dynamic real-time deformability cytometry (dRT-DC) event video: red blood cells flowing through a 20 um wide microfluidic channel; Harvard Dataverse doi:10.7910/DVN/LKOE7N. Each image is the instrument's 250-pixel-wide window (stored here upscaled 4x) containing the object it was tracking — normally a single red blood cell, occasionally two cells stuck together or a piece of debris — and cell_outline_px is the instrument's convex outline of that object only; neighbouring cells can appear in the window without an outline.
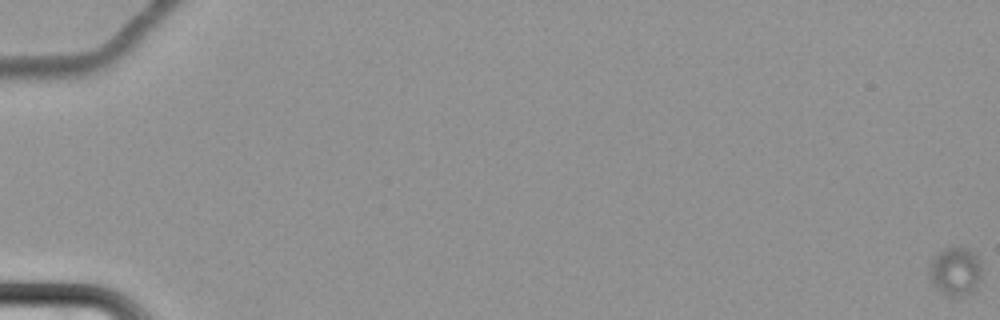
{"species": "common noctule bat (a hibernating species)", "species_latin": "Nyctalus noctula", "temperature_condition": "cold", "stored_images_in_passage": 73, "camera_frame_rate_fps": 3000, "um_per_image_px": 0.085, "animal": {"sex": "female", "body_mass_g": 22.7, "forearm_length_mm": 54.2}, "frame": {"image": 1, "passage_image": 1, "time_ms": 0.0, "image_size_px": [1000, 320], "cell_outline_px": [[980, 280], [972, 296], [956, 300], [940, 292], [932, 284], [928, 272], [932, 260], [936, 252], [944, 248], [956, 244], [960, 244], [976, 252], [980, 260]], "centroid_in_image_um": [81.23, 23.08], "position_along_channel_um": 3.8, "area_um2": 16.01}}
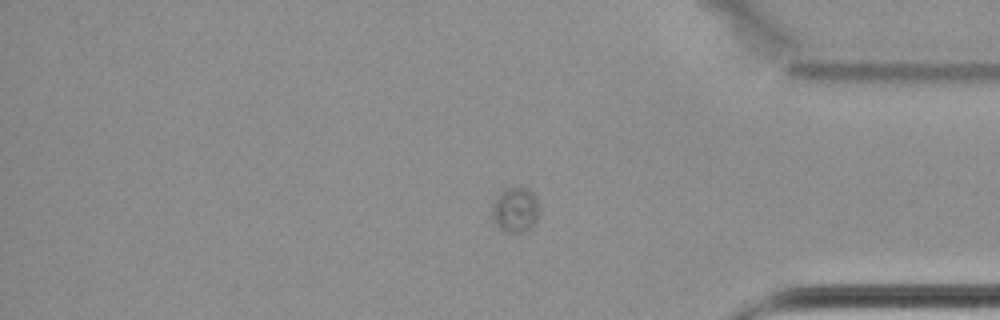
{"frame": {"image": 2, "passage_image": 63, "time_ms": 20.667, "image_size_px": [1000, 320], "cell_outline_px": [[540, 212], [536, 224], [528, 232], [504, 232], [492, 220], [492, 204], [500, 192], [504, 188], [512, 184], [528, 188], [536, 196], [540, 204]], "centroid_in_image_um": [43.85, 17.8], "position_along_channel_um": 391.4, "area_um2": 13.24}}
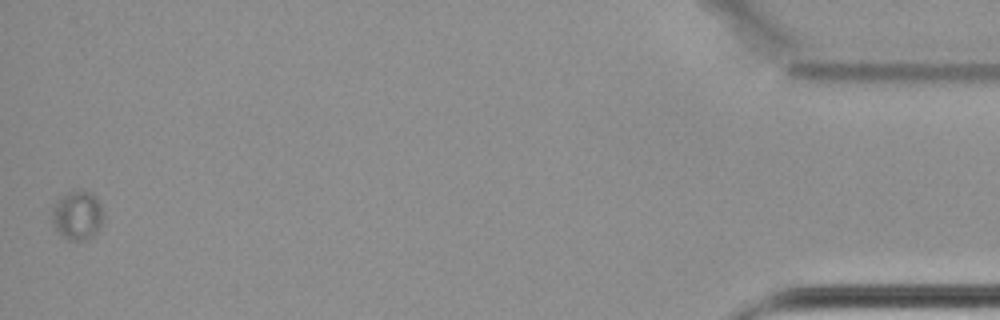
{"frame": {"image": 3, "passage_image": 73, "time_ms": 24.0, "image_size_px": [1000, 320], "cell_outline_px": [[104, 220], [100, 228], [92, 236], [84, 240], [68, 240], [56, 232], [52, 224], [52, 208], [56, 200], [60, 196], [68, 192], [80, 188], [92, 192], [100, 200], [104, 216]], "centroid_in_image_um": [6.59, 18.27], "position_along_channel_um": 428.6, "area_um2": 15.32}}